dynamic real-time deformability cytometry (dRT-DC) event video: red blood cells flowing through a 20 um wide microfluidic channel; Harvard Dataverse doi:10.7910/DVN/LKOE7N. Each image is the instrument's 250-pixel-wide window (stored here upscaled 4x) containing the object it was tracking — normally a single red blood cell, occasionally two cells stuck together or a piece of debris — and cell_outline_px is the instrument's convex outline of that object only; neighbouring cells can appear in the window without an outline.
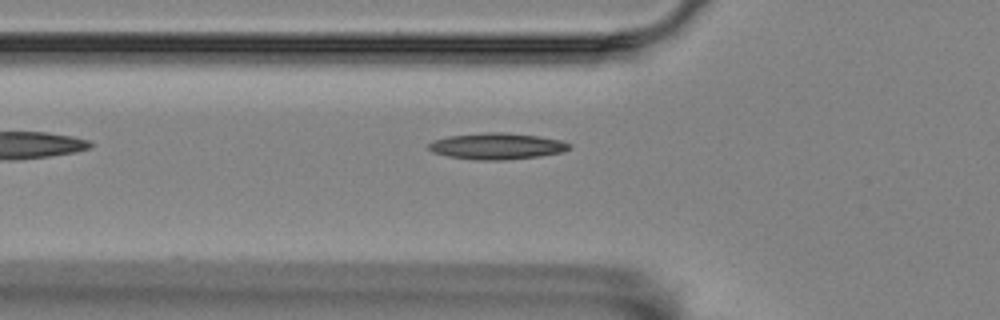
{"species": "Egyptian fruit bat (a non-hibernating species)", "species_latin": "Rousettus aegyptiacus", "temperature_condition": "room temperature", "stored_images_in_passage": 39, "camera_frame_rate_fps": 3000, "um_per_image_px": 0.085, "animal": {"sex": "female"}, "frame": {"image": 1, "passage_image": 2, "time_ms": 0.333, "image_size_px": [1000, 320], "cell_outline_px": [[572, 148], [564, 152], [540, 156], [508, 160], [472, 160], [448, 156], [432, 152], [428, 148], [428, 144], [432, 140], [448, 136], [484, 132], [504, 132], [536, 136], [560, 140], [572, 144]], "centroid_in_image_um": [42.24, 12.43], "position_along_channel_um": 83.6, "area_um2": 21.85}}
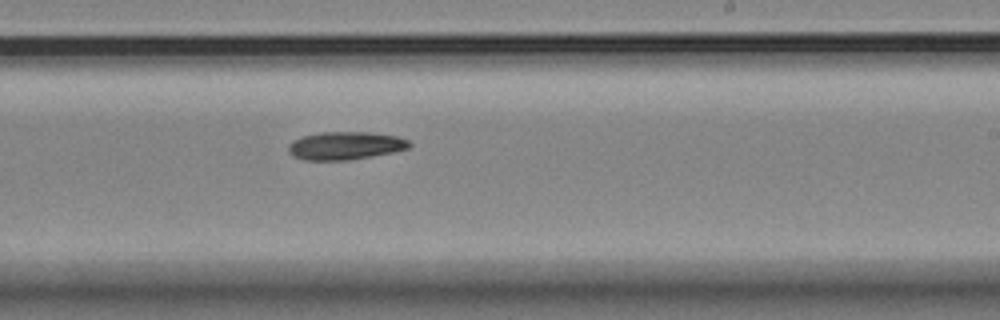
{"frame": {"image": 2, "passage_image": 17, "time_ms": 5.333, "image_size_px": [1000, 320], "cell_outline_px": [[412, 144], [408, 148], [392, 152], [372, 156], [348, 160], [304, 160], [292, 156], [288, 152], [288, 144], [292, 140], [300, 136], [320, 132], [368, 132], [396, 136], [408, 140]], "centroid_in_image_um": [29.29, 12.38], "position_along_channel_um": 259.7, "area_um2": 19.83}}
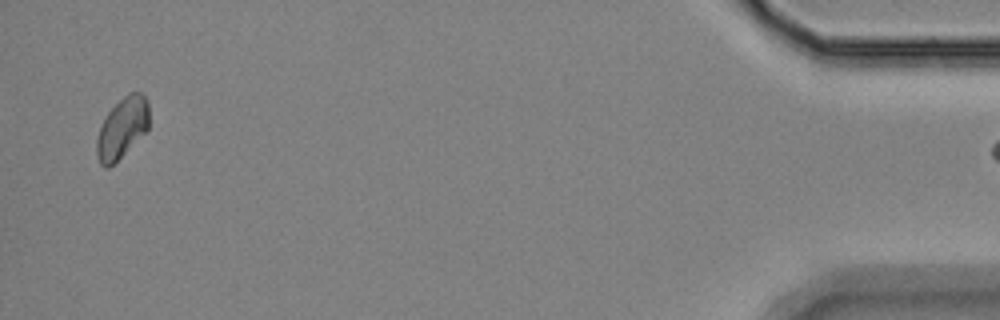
{"frame": {"image": 3, "passage_image": 38, "time_ms": 12.333, "image_size_px": [1000, 320], "cell_outline_px": [[148, 128], [108, 168], [104, 168], [100, 164], [96, 152], [96, 140], [100, 128], [108, 112], [128, 92], [140, 92], [148, 100]], "centroid_in_image_um": [10.37, 10.85], "position_along_channel_um": 424.8, "area_um2": 17.92}}